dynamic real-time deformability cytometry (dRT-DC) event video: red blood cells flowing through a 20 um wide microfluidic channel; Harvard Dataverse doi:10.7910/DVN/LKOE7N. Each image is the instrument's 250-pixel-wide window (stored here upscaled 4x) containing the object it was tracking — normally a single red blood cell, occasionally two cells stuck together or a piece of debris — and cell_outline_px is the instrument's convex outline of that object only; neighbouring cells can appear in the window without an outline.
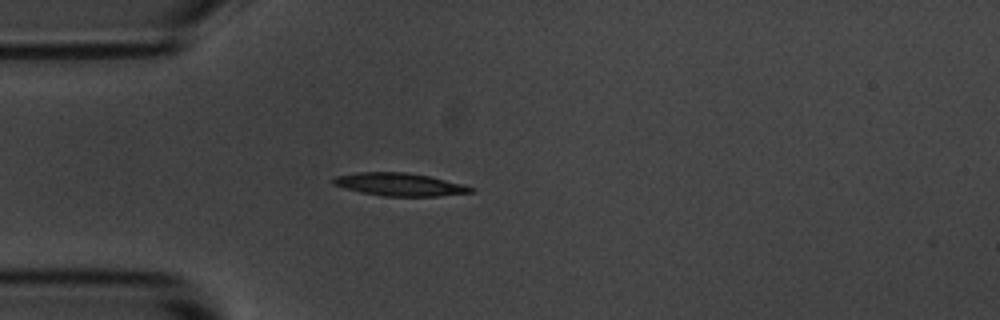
{"species": "common noctule bat (a hibernating species)", "species_latin": "Nyctalus noctula", "temperature_condition": "room temperature", "stored_images_in_passage": 4, "camera_frame_rate_fps": 3000, "um_per_image_px": 0.085, "animal": {"sex": "male", "body_mass_g": 20.1, "forearm_length_mm": 53.5}, "frame": {"image": 1, "passage_image": 4, "time_ms": 3.333, "image_size_px": [1000, 320], "cell_outline_px": [[476, 188], [472, 192], [436, 196], [384, 196], [360, 192], [332, 184], [332, 180], [336, 176], [360, 172], [404, 172], [428, 176], [464, 184]], "centroid_in_image_um": [33.98, 15.68], "position_along_channel_um": 51.0, "area_um2": 18.15}}